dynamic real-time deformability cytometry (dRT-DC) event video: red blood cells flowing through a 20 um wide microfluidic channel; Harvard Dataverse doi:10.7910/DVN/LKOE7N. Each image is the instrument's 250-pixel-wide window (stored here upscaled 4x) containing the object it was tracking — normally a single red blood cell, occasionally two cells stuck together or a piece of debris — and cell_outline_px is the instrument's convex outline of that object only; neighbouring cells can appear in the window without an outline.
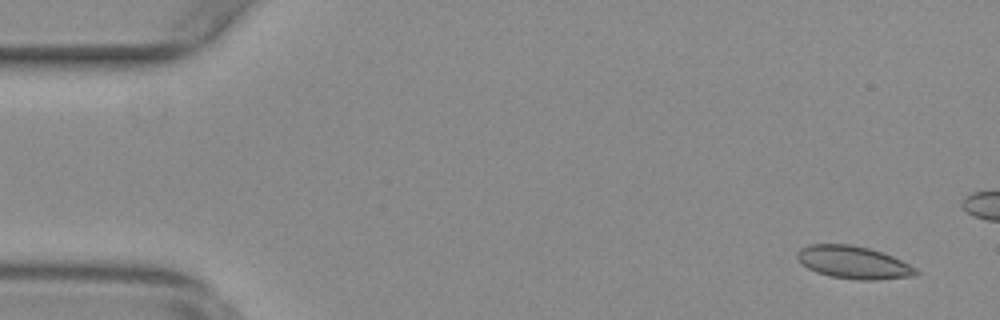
{"species": "common noctule bat (a hibernating species)", "species_latin": "Nyctalus noctula", "temperature_condition": "warm", "stored_images_in_passage": 8, "camera_frame_rate_fps": 3000, "um_per_image_px": 0.085, "animal": {"sex": "female", "body_mass_g": 29.2, "forearm_length_mm": 56.3}, "frame": {"image": 1, "passage_image": 3, "time_ms": 0.667, "image_size_px": [1000, 320], "cell_outline_px": [[920, 272], [916, 276], [876, 280], [856, 280], [828, 276], [816, 272], [808, 268], [796, 256], [796, 252], [800, 248], [808, 244], [848, 244], [868, 248], [892, 256], [916, 268]], "centroid_in_image_um": [72.54, 22.31], "position_along_channel_um": 12.5, "area_um2": 22.6}}